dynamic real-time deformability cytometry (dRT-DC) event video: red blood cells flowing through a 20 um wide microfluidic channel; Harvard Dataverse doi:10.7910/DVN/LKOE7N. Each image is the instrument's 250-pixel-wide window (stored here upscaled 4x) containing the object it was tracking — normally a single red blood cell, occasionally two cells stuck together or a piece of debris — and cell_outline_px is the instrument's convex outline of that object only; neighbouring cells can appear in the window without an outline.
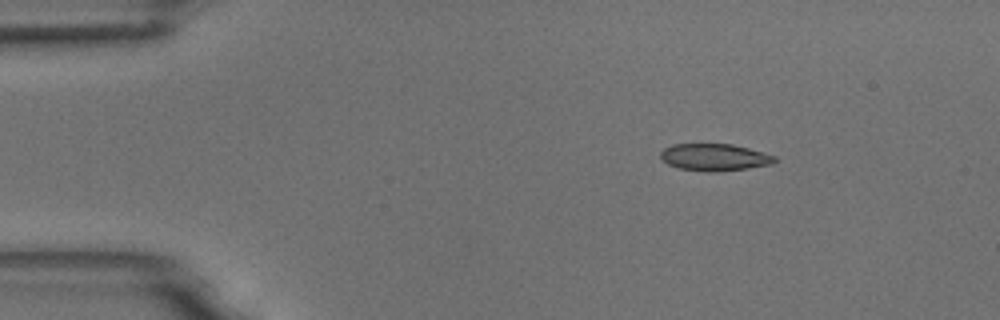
{"species": "common noctule bat (a hibernating species)", "species_latin": "Nyctalus noctula", "temperature_condition": "room temperature", "stored_images_in_passage": 5, "camera_frame_rate_fps": 3000, "um_per_image_px": 0.085, "animal": {"sex": "male", "body_mass_g": 18.8}, "frame": {"image": 1, "passage_image": 2, "time_ms": 0.333, "image_size_px": [1000, 320], "cell_outline_px": [[776, 160], [772, 164], [748, 168], [716, 172], [704, 172], [680, 168], [668, 164], [660, 156], [660, 152], [664, 148], [672, 144], [732, 144], [748, 148], [776, 156]], "centroid_in_image_um": [60.73, 13.37], "position_along_channel_um": 24.3, "area_um2": 17.98}}
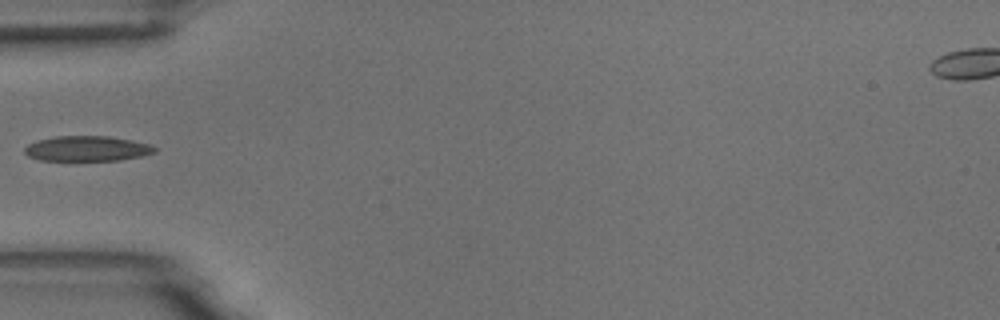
{"frame": {"image": 2, "passage_image": 5, "time_ms": 1.333, "image_size_px": [1000, 320], "cell_outline_px": [[156, 152], [140, 156], [120, 160], [40, 160], [28, 156], [24, 152], [24, 148], [28, 144], [36, 140], [56, 136], [108, 136], [132, 140], [148, 144], [156, 148]], "centroid_in_image_um": [7.37, 12.62], "position_along_channel_um": 77.6, "area_um2": 19.02}}